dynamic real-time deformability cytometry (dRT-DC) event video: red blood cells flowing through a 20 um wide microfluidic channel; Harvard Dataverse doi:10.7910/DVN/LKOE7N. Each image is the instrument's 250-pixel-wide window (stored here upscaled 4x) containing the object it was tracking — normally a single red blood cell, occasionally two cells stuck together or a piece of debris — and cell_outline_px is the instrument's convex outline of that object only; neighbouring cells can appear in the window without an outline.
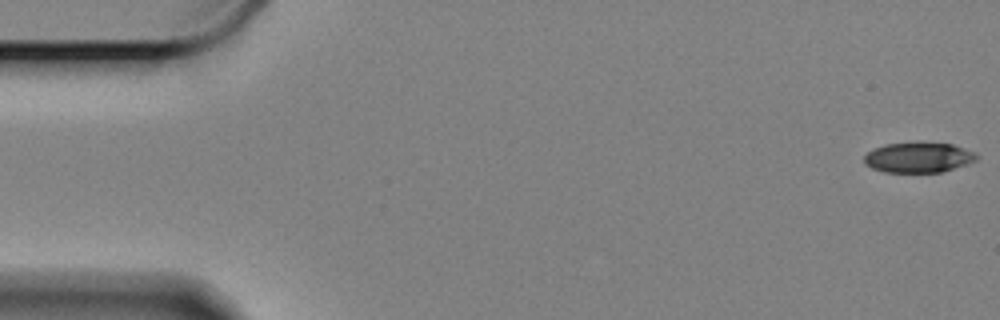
{"species": "Egyptian fruit bat (a non-hibernating species)", "species_latin": "Rousettus aegyptiacus", "temperature_condition": "cold", "stored_images_in_passage": 60, "camera_frame_rate_fps": 3000, "um_per_image_px": 0.085, "animal": {"sex": "female"}, "frame": {"image": 1, "passage_image": 1, "time_ms": 0.0, "image_size_px": [1000, 320], "cell_outline_px": [[976, 160], [944, 172], [884, 172], [872, 168], [864, 164], [864, 156], [868, 152], [884, 144], [952, 144], [972, 152], [976, 156]], "centroid_in_image_um": [78.01, 13.42], "position_along_channel_um": 7.0, "area_um2": 19.13}}
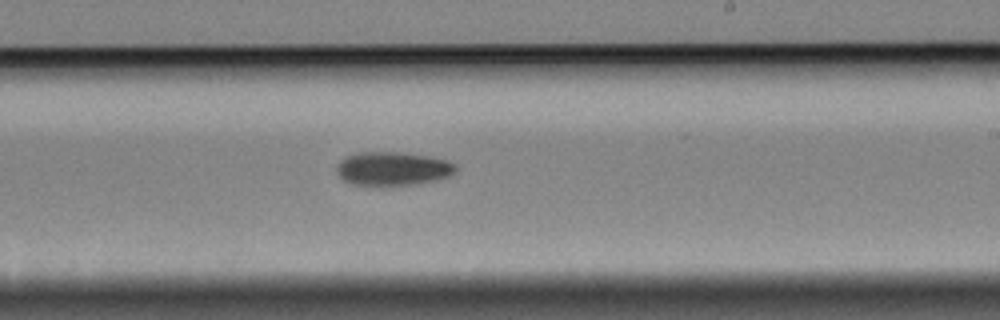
{"frame": {"image": 2, "passage_image": 35, "time_ms": 11.333, "image_size_px": [1000, 320], "cell_outline_px": [[456, 168], [448, 176], [436, 180], [416, 184], [352, 184], [344, 180], [336, 172], [336, 168], [340, 160], [344, 156], [360, 152], [396, 152], [424, 156], [444, 160], [452, 164]], "centroid_in_image_um": [33.3, 14.32], "position_along_channel_um": 255.7, "area_um2": 22.66}}
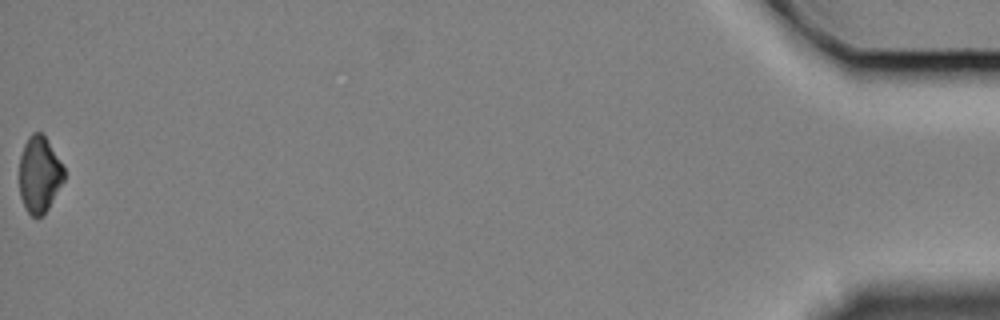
{"frame": {"image": 3, "passage_image": 60, "time_ms": 19.667, "image_size_px": [1000, 320], "cell_outline_px": [[64, 180], [44, 216], [32, 216], [24, 208], [20, 196], [20, 156], [24, 144], [28, 136], [32, 132], [40, 132], [44, 136], [64, 168]], "centroid_in_image_um": [3.33, 14.86], "position_along_channel_um": 431.9, "area_um2": 19.71}, "authors_computed_cell_mechanics": {"area_um2": 21.8484, "velocity_mm_per_s": 3.3178, "shape_relaxation_time_tau1_ms": 4.6401, "shape_relaxation_time_tau2_ms": null, "deformation_change_tau1": 0.1139, "deformation_change_tau2": null}}